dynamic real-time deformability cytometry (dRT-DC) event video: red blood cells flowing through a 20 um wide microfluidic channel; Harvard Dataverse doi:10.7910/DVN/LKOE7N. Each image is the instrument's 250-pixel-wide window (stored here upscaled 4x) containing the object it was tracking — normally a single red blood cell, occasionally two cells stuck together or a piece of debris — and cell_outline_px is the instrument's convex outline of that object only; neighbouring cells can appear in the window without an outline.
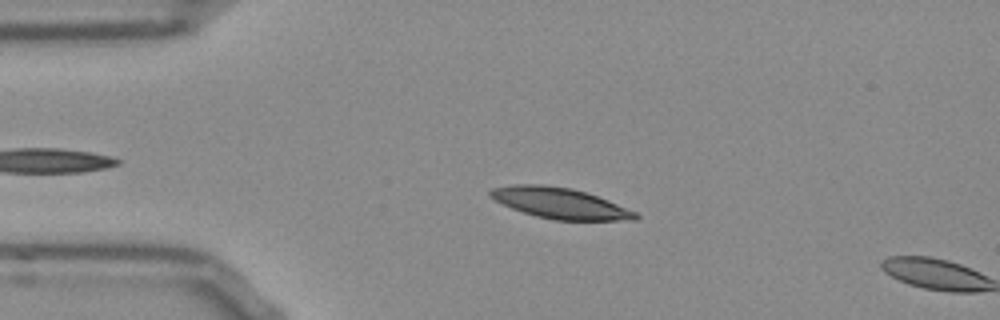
{"species": "Egyptian fruit bat (a non-hibernating species)", "species_latin": "Rousettus aegyptiacus", "temperature_condition": "room temperature", "stored_images_in_passage": 11, "camera_frame_rate_fps": 3000, "um_per_image_px": 0.085, "frame": {"image": 1, "passage_image": 10, "time_ms": 3.0, "image_size_px": [1000, 320], "cell_outline_px": [[640, 216], [636, 220], [556, 220], [536, 216], [512, 208], [488, 196], [488, 192], [492, 188], [512, 184], [544, 184], [572, 188], [608, 200], [636, 212]], "centroid_in_image_um": [47.58, 17.26], "position_along_channel_um": 37.4, "area_um2": 25.89}}